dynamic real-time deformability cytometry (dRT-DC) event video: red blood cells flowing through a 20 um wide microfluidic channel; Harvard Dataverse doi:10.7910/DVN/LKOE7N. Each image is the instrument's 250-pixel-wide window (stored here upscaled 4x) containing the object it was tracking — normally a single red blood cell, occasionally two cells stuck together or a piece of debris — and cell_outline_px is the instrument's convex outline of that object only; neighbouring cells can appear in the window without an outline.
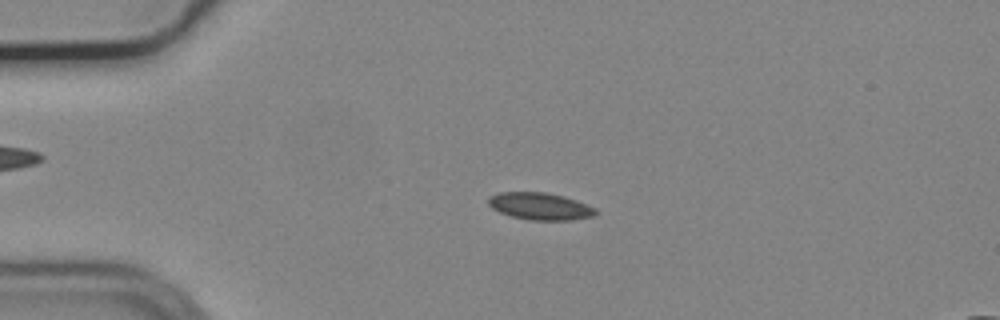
{"species": "common noctule bat (a hibernating species)", "species_latin": "Nyctalus noctula", "temperature_condition": "cold", "stored_images_in_passage": 55, "camera_frame_rate_fps": 3000, "um_per_image_px": 0.085, "animal": {"sex": "male", "body_mass_g": 19.2, "forearm_length_mm": 51.8}, "frame": {"image": 1, "passage_image": 13, "time_ms": 4.0, "image_size_px": [1000, 320], "cell_outline_px": [[600, 212], [592, 216], [568, 220], [532, 220], [512, 216], [500, 212], [492, 208], [488, 204], [488, 196], [496, 192], [544, 192], [564, 196], [576, 200], [596, 208]], "centroid_in_image_um": [45.89, 17.52], "position_along_channel_um": 39.1, "area_um2": 16.99}}
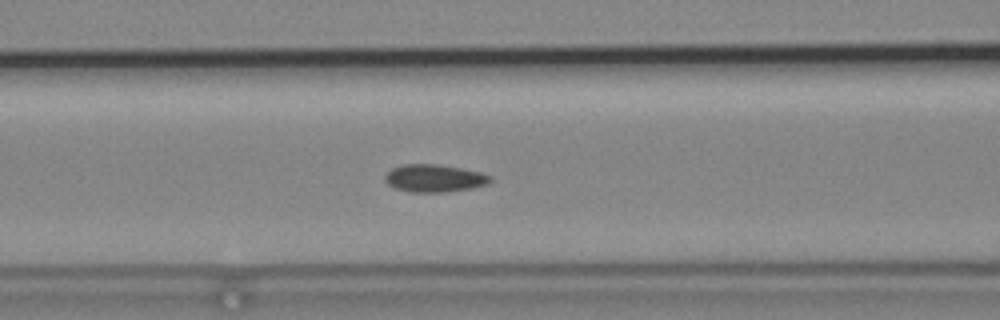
{"frame": {"image": 2, "passage_image": 23, "time_ms": 7.333, "image_size_px": [1000, 320], "cell_outline_px": [[492, 180], [488, 184], [472, 188], [444, 192], [412, 192], [396, 188], [388, 184], [384, 180], [384, 176], [392, 168], [404, 164], [436, 164], [460, 168], [480, 172], [492, 176]], "centroid_in_image_um": [36.93, 15.15], "position_along_channel_um": 129.7, "area_um2": 16.88}}
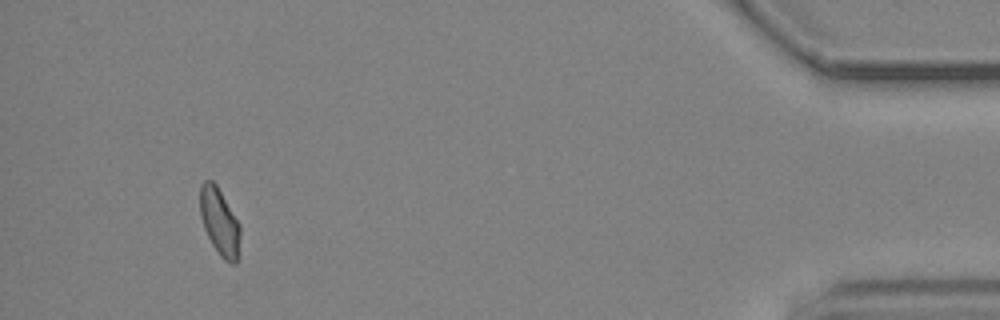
{"frame": {"image": 3, "passage_image": 52, "time_ms": 17.0, "image_size_px": [1000, 320], "cell_outline_px": [[240, 236], [236, 264], [232, 264], [224, 260], [220, 256], [212, 244], [204, 228], [200, 216], [200, 184], [204, 180], [212, 180], [216, 184], [240, 224]], "centroid_in_image_um": [18.65, 18.84], "position_along_channel_um": 416.5, "area_um2": 15.66}, "authors_computed_cell_mechanics": {"area_um2": 16.4152, "velocity_mm_per_s": 3.6961, "shape_relaxation_time_tau1_ms": null, "shape_relaxation_time_tau2_ms": 2.6276, "deformation_change_tau1": null, "deformation_change_tau2": 0.0628}}